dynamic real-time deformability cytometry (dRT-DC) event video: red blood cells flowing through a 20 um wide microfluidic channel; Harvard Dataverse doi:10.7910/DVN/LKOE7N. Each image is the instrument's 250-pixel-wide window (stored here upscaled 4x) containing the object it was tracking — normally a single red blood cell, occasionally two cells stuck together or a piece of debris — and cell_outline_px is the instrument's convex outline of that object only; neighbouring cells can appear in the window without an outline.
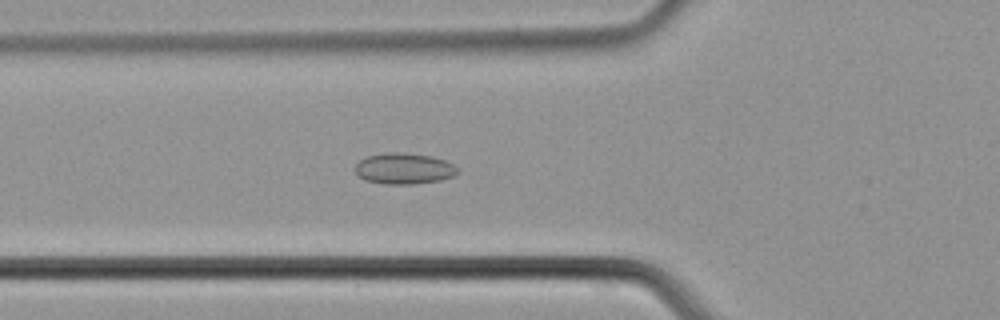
{"species": "common noctule bat (a hibernating species)", "species_latin": "Nyctalus noctula", "temperature_condition": "cold", "stored_images_in_passage": 51, "camera_frame_rate_fps": 3000, "um_per_image_px": 0.085, "animal": {"sex": "male", "body_mass_g": 21.5, "forearm_length_mm": 52.0}, "frame": {"image": 1, "passage_image": 19, "time_ms": 6.0, "image_size_px": [1000, 320], "cell_outline_px": [[460, 172], [456, 176], [440, 180], [412, 184], [384, 184], [364, 180], [356, 172], [356, 164], [360, 160], [368, 156], [388, 152], [400, 152], [432, 156], [444, 160], [452, 164]], "centroid_in_image_um": [34.36, 14.33], "position_along_channel_um": 91.4, "area_um2": 18.5}}
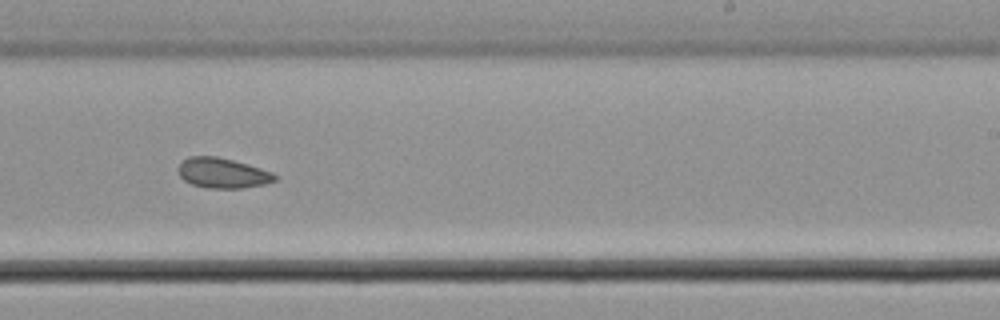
{"frame": {"image": 2, "passage_image": 32, "time_ms": 10.333, "image_size_px": [1000, 320], "cell_outline_px": [[276, 180], [264, 184], [240, 188], [208, 188], [192, 184], [184, 180], [180, 176], [176, 168], [188, 156], [216, 156], [248, 164], [272, 172], [276, 176]], "centroid_in_image_um": [18.89, 14.7], "position_along_channel_um": 270.1, "area_um2": 16.88}}
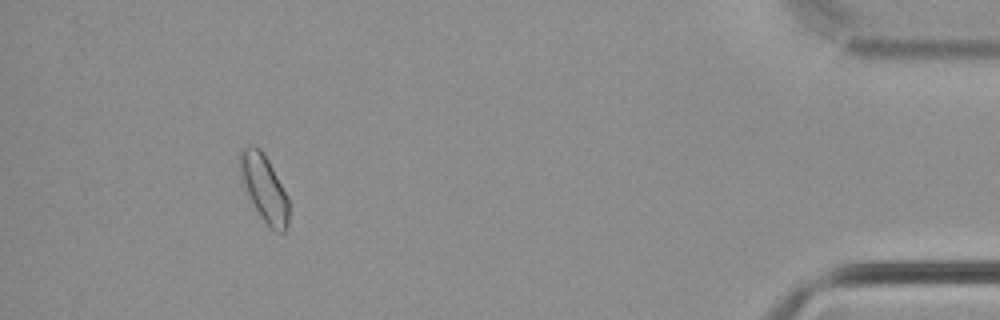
{"frame": {"image": 3, "passage_image": 47, "time_ms": 15.333, "image_size_px": [1000, 320], "cell_outline_px": [[288, 224], [284, 232], [276, 232], [260, 216], [244, 188], [240, 180], [240, 148], [244, 144], [252, 144], [260, 148], [268, 160], [288, 196]], "centroid_in_image_um": [22.43, 15.93], "position_along_channel_um": 412.8, "area_um2": 18.96}}